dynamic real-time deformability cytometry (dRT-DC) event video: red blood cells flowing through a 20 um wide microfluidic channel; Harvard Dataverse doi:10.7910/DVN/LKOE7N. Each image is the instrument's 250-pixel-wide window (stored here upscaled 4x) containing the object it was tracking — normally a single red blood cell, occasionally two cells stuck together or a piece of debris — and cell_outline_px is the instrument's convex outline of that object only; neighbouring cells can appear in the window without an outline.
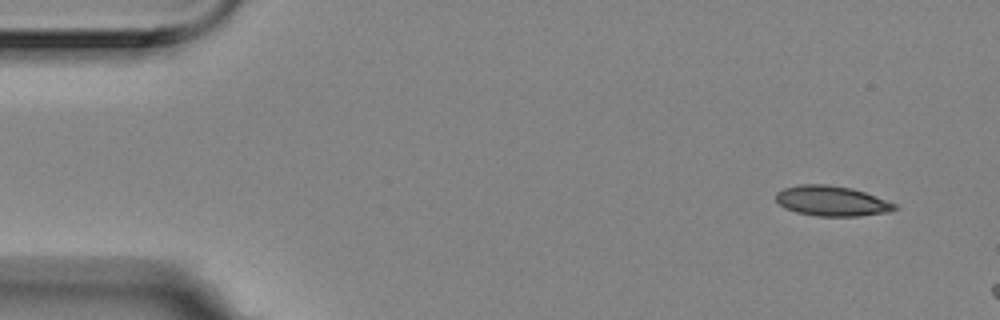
{"species": "Egyptian fruit bat (a non-hibernating species)", "species_latin": "Rousettus aegyptiacus", "temperature_condition": "room temperature", "stored_images_in_passage": 5, "camera_frame_rate_fps": 3000, "um_per_image_px": 0.085, "animal": {"sex": "female"}, "frame": {"image": 1, "passage_image": 1, "time_ms": 0.0, "image_size_px": [1000, 320], "cell_outline_px": [[896, 208], [888, 212], [856, 216], [816, 216], [796, 212], [784, 208], [776, 200], [776, 192], [784, 188], [800, 184], [828, 184], [852, 188], [864, 192], [896, 204]], "centroid_in_image_um": [70.65, 17.08], "position_along_channel_um": 14.3, "area_um2": 20.75}}
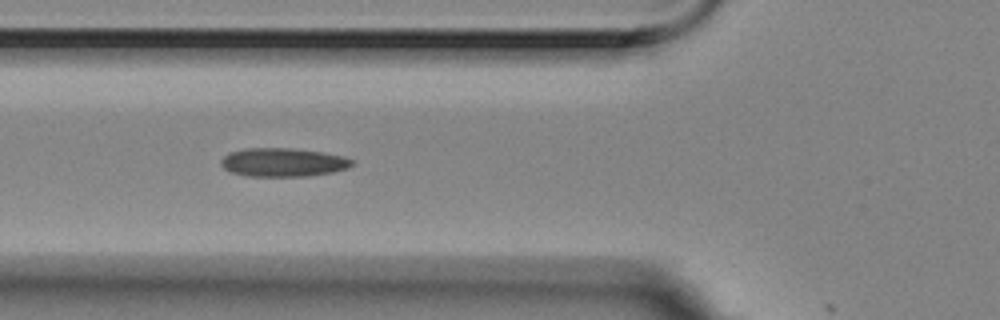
{"frame": {"image": 2, "passage_image": 5, "time_ms": 1.333, "image_size_px": [1000, 320], "cell_outline_px": [[352, 164], [348, 168], [332, 172], [308, 176], [244, 176], [232, 172], [224, 168], [220, 164], [220, 160], [228, 152], [244, 148], [292, 148], [324, 152], [344, 156], [352, 160]], "centroid_in_image_um": [24.03, 13.79], "position_along_channel_um": 101.8, "area_um2": 21.96}}